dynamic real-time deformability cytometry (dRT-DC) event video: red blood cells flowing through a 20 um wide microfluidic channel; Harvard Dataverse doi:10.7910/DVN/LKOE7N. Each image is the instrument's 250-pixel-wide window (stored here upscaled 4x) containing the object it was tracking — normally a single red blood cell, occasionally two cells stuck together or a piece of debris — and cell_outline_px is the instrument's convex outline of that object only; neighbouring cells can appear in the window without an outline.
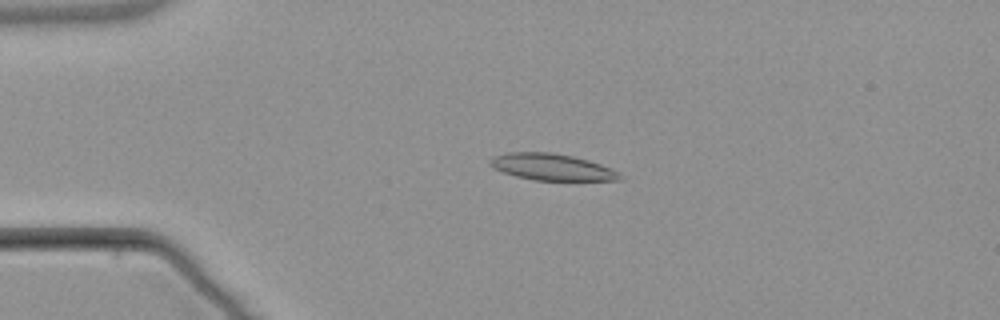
{"species": "common noctule bat (a hibernating species)", "species_latin": "Nyctalus noctula", "temperature_condition": "warm", "stored_images_in_passage": 3, "camera_frame_rate_fps": 3000, "um_per_image_px": 0.085, "animal": {"sex": "male", "body_mass_g": 21.5, "forearm_length_mm": 52.0}, "frame": {"image": 1, "passage_image": 2, "time_ms": 2.0, "image_size_px": [1000, 320], "cell_outline_px": [[620, 180], [532, 180], [516, 176], [492, 168], [488, 164], [488, 160], [496, 156], [508, 152], [552, 152], [572, 156], [588, 160], [600, 164], [616, 172], [620, 176]], "centroid_in_image_um": [46.82, 14.19], "position_along_channel_um": 38.2, "area_um2": 19.83}}